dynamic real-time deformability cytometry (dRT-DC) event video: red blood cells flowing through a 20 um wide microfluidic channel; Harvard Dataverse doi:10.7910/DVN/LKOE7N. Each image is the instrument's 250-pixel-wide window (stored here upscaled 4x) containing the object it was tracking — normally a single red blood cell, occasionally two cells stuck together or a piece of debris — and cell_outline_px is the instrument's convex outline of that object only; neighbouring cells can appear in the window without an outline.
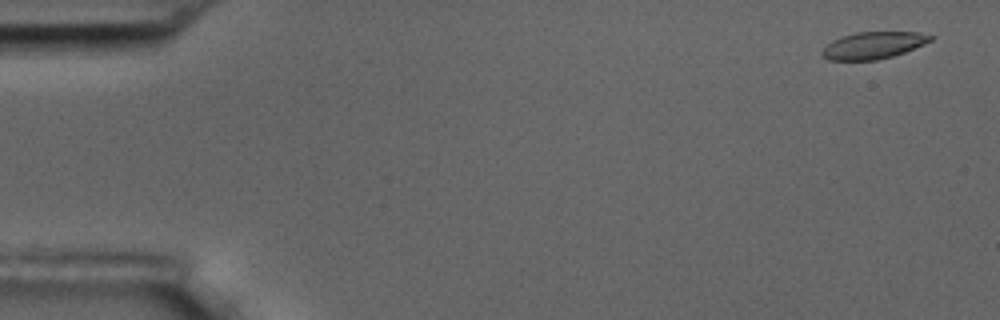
{"species": "common noctule bat (a hibernating species)", "species_latin": "Nyctalus noctula", "temperature_condition": "room temperature", "stored_images_in_passage": 5, "camera_frame_rate_fps": 3000, "um_per_image_px": 0.085, "animal": {"sex": "male", "body_mass_g": 17.5, "forearm_length_mm": 52.3}, "frame": {"image": 1, "passage_image": 1, "time_ms": 0.0, "image_size_px": [1000, 320], "cell_outline_px": [[936, 36], [932, 40], [924, 44], [904, 52], [892, 56], [876, 60], [828, 60], [820, 52], [832, 40], [840, 36], [856, 32], [920, 32]], "centroid_in_image_um": [74.24, 3.84], "position_along_channel_um": 10.8, "area_um2": 17.05}}
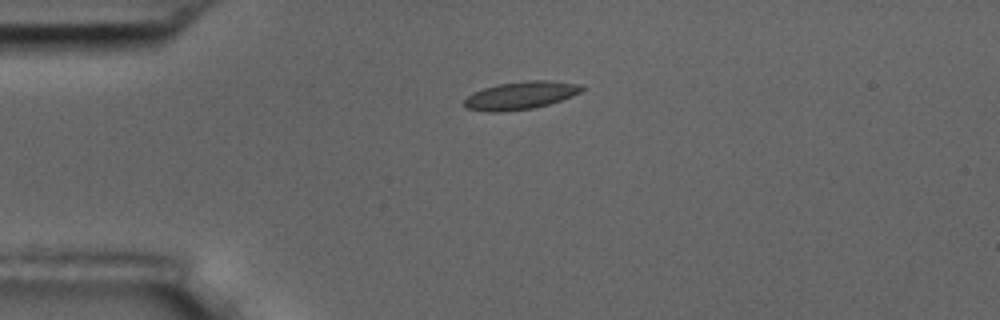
{"frame": {"image": 2, "passage_image": 4, "time_ms": 3.667, "image_size_px": [1000, 320], "cell_outline_px": [[584, 88], [580, 92], [572, 96], [548, 104], [532, 108], [500, 112], [488, 112], [464, 108], [464, 100], [472, 92], [496, 84], [524, 80], [548, 80], [584, 84]], "centroid_in_image_um": [44.24, 8.1], "position_along_channel_um": 40.8, "area_um2": 19.25}}